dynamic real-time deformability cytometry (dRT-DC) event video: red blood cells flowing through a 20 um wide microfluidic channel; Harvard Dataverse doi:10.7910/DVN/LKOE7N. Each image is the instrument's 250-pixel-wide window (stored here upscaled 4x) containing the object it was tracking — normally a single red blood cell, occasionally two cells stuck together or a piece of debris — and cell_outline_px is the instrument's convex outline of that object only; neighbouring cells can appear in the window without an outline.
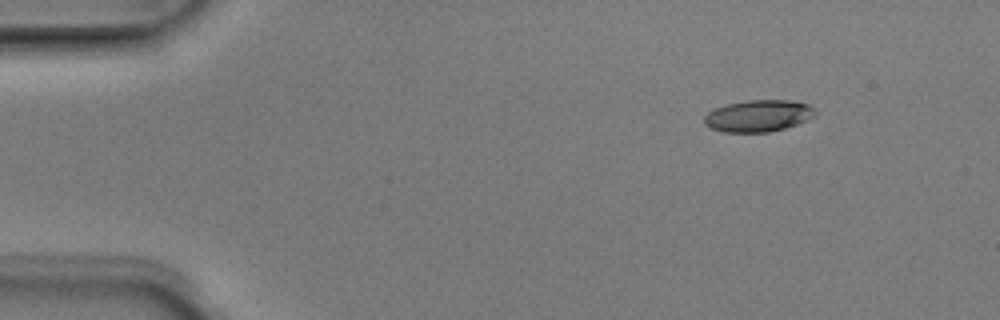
{"species": "Egyptian fruit bat (a non-hibernating species)", "species_latin": "Rousettus aegyptiacus", "temperature_condition": "room temperature", "stored_images_in_passage": 3, "camera_frame_rate_fps": 3000, "um_per_image_px": 0.085, "animal": {"sex": "male"}, "frame": {"image": 1, "passage_image": 1, "time_ms": 0.0, "image_size_px": [1000, 320], "cell_outline_px": [[816, 116], [808, 120], [784, 128], [768, 132], [724, 132], [712, 128], [704, 124], [704, 116], [708, 112], [716, 108], [728, 104], [748, 100], [788, 100], [808, 104], [816, 112]], "centroid_in_image_um": [64.46, 9.85], "position_along_channel_um": 20.5, "area_um2": 20.4}}